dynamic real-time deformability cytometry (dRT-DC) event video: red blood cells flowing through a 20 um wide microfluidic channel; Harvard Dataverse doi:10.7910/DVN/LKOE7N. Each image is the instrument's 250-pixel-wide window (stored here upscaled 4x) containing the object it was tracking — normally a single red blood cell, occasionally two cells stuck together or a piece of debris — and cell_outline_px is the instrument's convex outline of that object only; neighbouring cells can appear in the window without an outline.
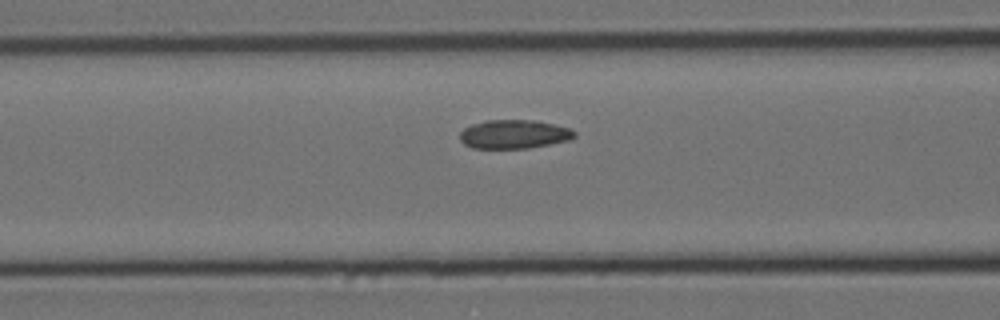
{"species": "Egyptian fruit bat (a non-hibernating species)", "species_latin": "Rousettus aegyptiacus", "temperature_condition": "cold", "stored_images_in_passage": 13, "camera_frame_rate_fps": 3000, "um_per_image_px": 0.085, "animal": {"sex": "female"}, "frame": {"image": 1, "passage_image": 11, "time_ms": 3.333, "image_size_px": [1000, 320], "cell_outline_px": [[576, 136], [568, 140], [528, 148], [472, 148], [464, 144], [460, 140], [460, 132], [464, 128], [472, 124], [484, 120], [536, 120], [568, 128], [576, 132]], "centroid_in_image_um": [43.65, 11.4], "position_along_channel_um": 122.9, "area_um2": 19.13}}